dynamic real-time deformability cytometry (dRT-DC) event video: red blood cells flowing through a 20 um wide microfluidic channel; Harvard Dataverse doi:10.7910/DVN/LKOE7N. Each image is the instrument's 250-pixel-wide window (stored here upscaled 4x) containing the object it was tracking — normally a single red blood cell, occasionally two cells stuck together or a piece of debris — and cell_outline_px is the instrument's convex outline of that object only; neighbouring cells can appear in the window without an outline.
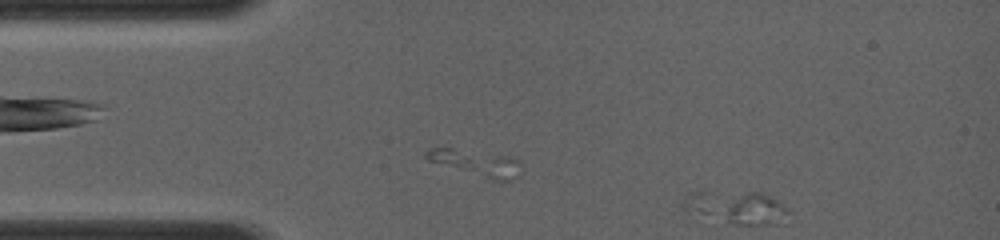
{"species": "common noctule bat (a hibernating species)", "species_latin": "Nyctalus noctula", "temperature_condition": "room temperature", "stored_images_in_passage": 2, "camera_frame_rate_fps": 4000, "um_per_image_px": 0.085, "animal": {"sex": "female", "body_mass_g": 19.0, "forearm_length_mm": 56.7}, "frame": {"image": 1, "passage_image": 2, "time_ms": 0.25, "image_size_px": [1000, 240], "cell_outline_px": [[788, 212], [784, 224], [740, 224], [728, 220], [720, 212], [740, 196], [752, 192], [764, 192], [772, 196]], "centroid_in_image_um": [64.23, 17.85], "position_along_channel_um": 20.8, "area_um2": 11.5}}